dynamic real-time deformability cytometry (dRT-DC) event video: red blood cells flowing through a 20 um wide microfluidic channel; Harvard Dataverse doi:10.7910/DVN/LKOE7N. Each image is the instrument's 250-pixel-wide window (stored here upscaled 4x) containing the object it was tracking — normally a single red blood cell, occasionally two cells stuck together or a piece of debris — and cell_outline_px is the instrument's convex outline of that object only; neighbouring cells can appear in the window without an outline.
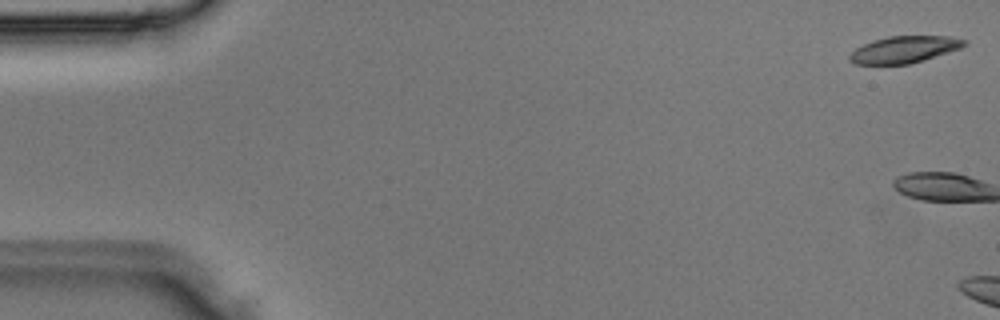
{"species": "Egyptian fruit bat (a non-hibernating species)", "species_latin": "Rousettus aegyptiacus", "temperature_condition": "room temperature", "stored_images_in_passage": 6, "camera_frame_rate_fps": 3000, "um_per_image_px": 0.085, "animal": {"sex": "male"}, "frame": {"image": 1, "passage_image": 1, "time_ms": 0.0, "image_size_px": [1000, 320], "cell_outline_px": [[968, 44], [960, 48], [924, 60], [908, 64], [856, 64], [848, 60], [848, 56], [856, 48], [864, 44], [888, 36], [948, 36], [968, 40]], "centroid_in_image_um": [76.88, 4.21], "position_along_channel_um": 8.1, "area_um2": 17.8}}